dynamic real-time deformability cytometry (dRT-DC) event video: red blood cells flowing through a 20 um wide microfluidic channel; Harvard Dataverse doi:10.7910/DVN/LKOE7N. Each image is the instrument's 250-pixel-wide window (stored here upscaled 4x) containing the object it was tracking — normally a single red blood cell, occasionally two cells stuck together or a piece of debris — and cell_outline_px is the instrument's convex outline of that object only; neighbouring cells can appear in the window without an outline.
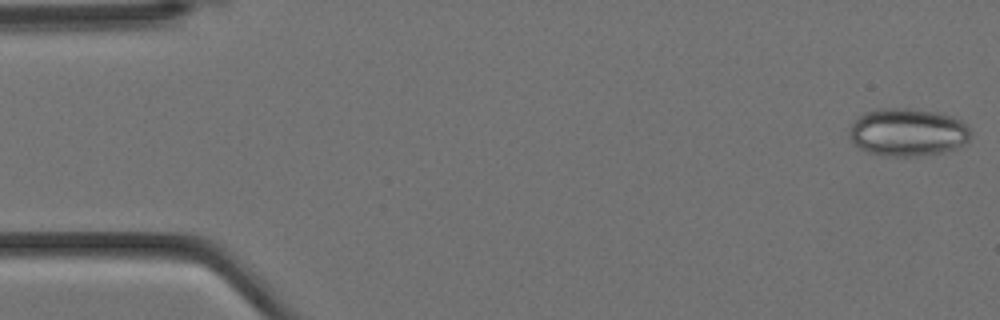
{"species": "Egyptian fruit bat (a non-hibernating species)", "species_latin": "Rousettus aegyptiacus", "temperature_condition": "cold", "stored_images_in_passage": 5, "camera_frame_rate_fps": 3000, "um_per_image_px": 0.085, "animal": {"sex": "female"}, "frame": {"image": 1, "passage_image": 1, "time_ms": 0.0, "image_size_px": [1000, 320], "cell_outline_px": [[972, 136], [964, 144], [956, 148], [944, 152], [916, 156], [884, 156], [868, 152], [860, 148], [848, 136], [848, 132], [852, 124], [864, 112], [876, 108], [908, 108], [936, 112], [952, 116], [968, 124], [972, 132]], "centroid_in_image_um": [77.18, 11.23], "position_along_channel_um": 7.8, "area_um2": 34.1}}